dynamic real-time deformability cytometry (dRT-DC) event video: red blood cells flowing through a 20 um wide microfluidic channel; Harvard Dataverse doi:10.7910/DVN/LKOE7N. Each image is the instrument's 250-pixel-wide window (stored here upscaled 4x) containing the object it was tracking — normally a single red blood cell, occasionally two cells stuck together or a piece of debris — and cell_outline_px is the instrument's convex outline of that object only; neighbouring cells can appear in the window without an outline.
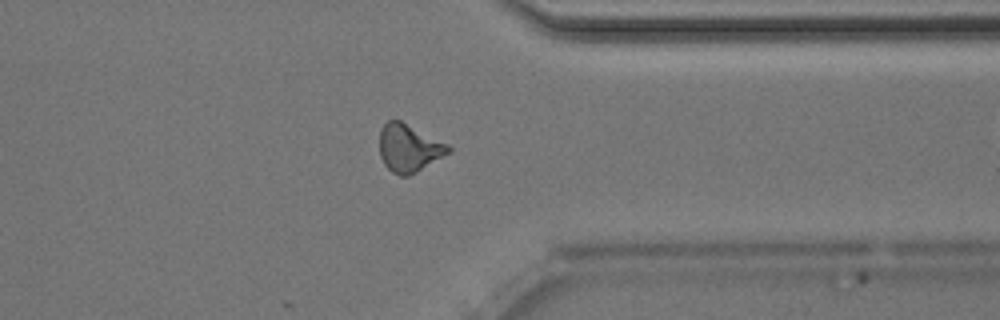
{"species": "Egyptian fruit bat (a non-hibernating species)", "species_latin": "Rousettus aegyptiacus", "temperature_condition": "room temperature", "stored_images_in_passage": 35, "camera_frame_rate_fps": 3000, "um_per_image_px": 0.085, "animal": {"sex": "male"}, "frame": {"image": 1, "passage_image": 35, "time_ms": 11.333, "image_size_px": [1000, 320], "cell_outline_px": [[452, 152], [416, 172], [408, 176], [400, 176], [392, 172], [384, 164], [380, 156], [380, 132], [384, 124], [388, 120], [400, 120], [448, 144], [452, 148]], "centroid_in_image_um": [34.77, 12.59], "position_along_channel_um": 376.6, "area_um2": 19.13}, "authors_computed_cell_mechanics": {"area_um2": 18.8428, "velocity_mm_per_s": 4.0538, "shape_relaxation_time_tau1_ms": 6.8349, "shape_relaxation_time_tau2_ms": 2.2202, "deformation_change_tau1": 0.1767, "deformation_change_tau2": 0.1164}}